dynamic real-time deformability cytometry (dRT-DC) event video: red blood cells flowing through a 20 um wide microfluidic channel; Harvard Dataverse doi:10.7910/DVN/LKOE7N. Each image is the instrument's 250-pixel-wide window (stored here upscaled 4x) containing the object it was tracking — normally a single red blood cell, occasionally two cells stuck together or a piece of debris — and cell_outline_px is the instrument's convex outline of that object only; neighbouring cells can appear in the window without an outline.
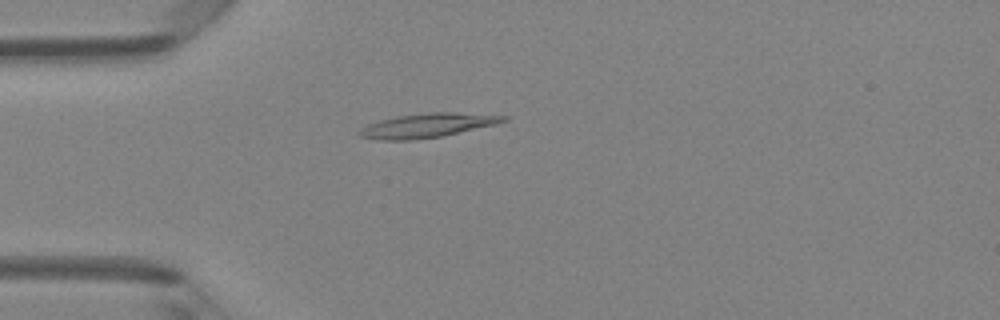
{"species": "Egyptian fruit bat (a non-hibernating species)", "species_latin": "Rousettus aegyptiacus", "temperature_condition": "room temperature", "stored_images_in_passage": 4, "camera_frame_rate_fps": 3000, "um_per_image_px": 0.085, "animal": {"sex": "female"}, "frame": {"image": 1, "passage_image": 3, "time_ms": 0.667, "image_size_px": [1000, 320], "cell_outline_px": [[508, 120], [496, 124], [440, 136], [412, 140], [380, 140], [360, 136], [356, 132], [368, 124], [380, 120], [396, 116], [428, 112], [456, 112], [508, 116]], "centroid_in_image_um": [36.3, 10.65], "position_along_channel_um": 48.7, "area_um2": 20.11}}